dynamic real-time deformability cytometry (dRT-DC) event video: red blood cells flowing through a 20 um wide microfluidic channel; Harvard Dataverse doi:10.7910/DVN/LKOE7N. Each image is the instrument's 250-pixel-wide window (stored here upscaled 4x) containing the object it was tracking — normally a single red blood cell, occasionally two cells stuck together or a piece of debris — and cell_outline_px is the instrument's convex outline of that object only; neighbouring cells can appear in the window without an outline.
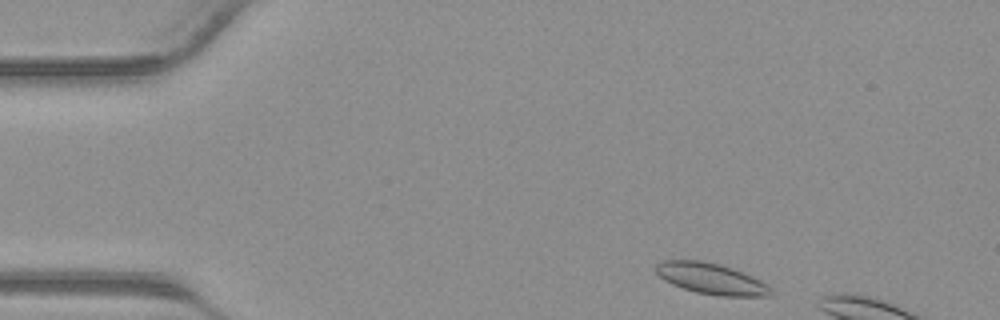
{"species": "common noctule bat (a hibernating species)", "species_latin": "Nyctalus noctula", "temperature_condition": "warm", "stored_images_in_passage": 5, "camera_frame_rate_fps": 3000, "um_per_image_px": 0.085, "animal": {"sex": "male", "body_mass_g": 23.1, "forearm_length_mm": 52.7}, "frame": {"image": 1, "passage_image": 1, "time_ms": 0.0, "image_size_px": [1000, 320], "cell_outline_px": [[772, 296], [720, 296], [696, 292], [672, 284], [664, 280], [656, 272], [656, 264], [664, 260], [704, 260], [720, 264], [732, 268], [760, 280], [772, 288]], "centroid_in_image_um": [60.45, 23.68], "position_along_channel_um": 24.5, "area_um2": 20.69}}